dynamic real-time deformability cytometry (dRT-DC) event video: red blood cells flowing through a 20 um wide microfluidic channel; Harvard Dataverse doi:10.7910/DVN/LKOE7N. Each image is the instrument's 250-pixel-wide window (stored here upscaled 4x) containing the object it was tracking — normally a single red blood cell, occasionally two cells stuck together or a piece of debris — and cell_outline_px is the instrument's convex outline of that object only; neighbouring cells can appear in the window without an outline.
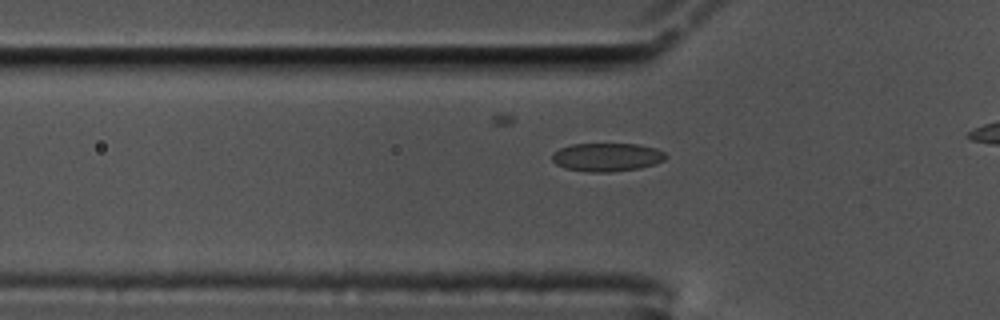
{"species": "common noctule bat (a hibernating species)", "species_latin": "Nyctalus noctula", "temperature_condition": "cold", "stored_images_in_passage": 33, "camera_frame_rate_fps": 3000, "um_per_image_px": 0.085, "animal": {"sex": "male", "body_mass_g": 17.5, "forearm_length_mm": 52.3}, "frame": {"image": 1, "passage_image": 4, "time_ms": 1.0, "image_size_px": [1000, 320], "cell_outline_px": [[668, 156], [664, 160], [656, 164], [640, 168], [608, 172], [588, 172], [564, 168], [556, 164], [552, 160], [552, 152], [560, 148], [572, 144], [640, 144], [656, 148], [664, 152]], "centroid_in_image_um": [51.59, 13.35], "position_along_channel_um": 74.2, "area_um2": 18.96}}
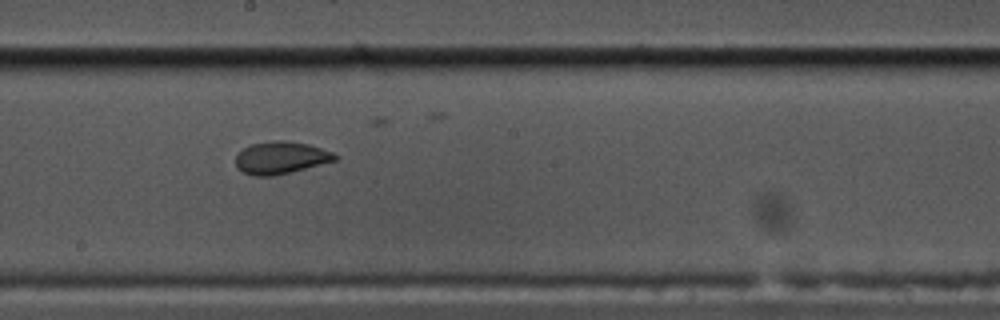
{"frame": {"image": 2, "passage_image": 17, "time_ms": 5.333, "image_size_px": [1000, 320], "cell_outline_px": [[340, 156], [336, 160], [272, 176], [252, 176], [236, 168], [236, 156], [244, 148], [252, 144], [272, 140], [284, 140], [308, 144], [332, 152]], "centroid_in_image_um": [23.85, 13.4], "position_along_channel_um": 224.4, "area_um2": 18.5}}
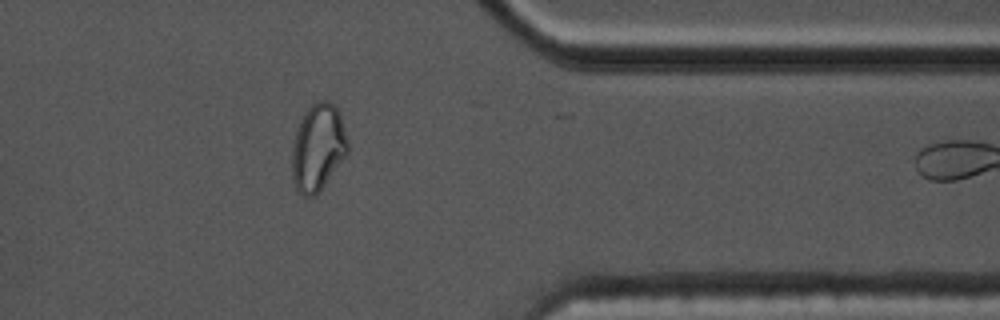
{"frame": {"image": 3, "passage_image": 32, "time_ms": 10.333, "image_size_px": [1000, 320], "cell_outline_px": [[348, 152], [320, 192], [312, 196], [304, 196], [296, 192], [292, 176], [292, 148], [296, 132], [300, 120], [304, 112], [316, 100], [328, 100], [336, 104], [344, 128], [348, 144]], "centroid_in_image_um": [27.02, 12.54], "position_along_channel_um": 384.4, "area_um2": 28.44}}